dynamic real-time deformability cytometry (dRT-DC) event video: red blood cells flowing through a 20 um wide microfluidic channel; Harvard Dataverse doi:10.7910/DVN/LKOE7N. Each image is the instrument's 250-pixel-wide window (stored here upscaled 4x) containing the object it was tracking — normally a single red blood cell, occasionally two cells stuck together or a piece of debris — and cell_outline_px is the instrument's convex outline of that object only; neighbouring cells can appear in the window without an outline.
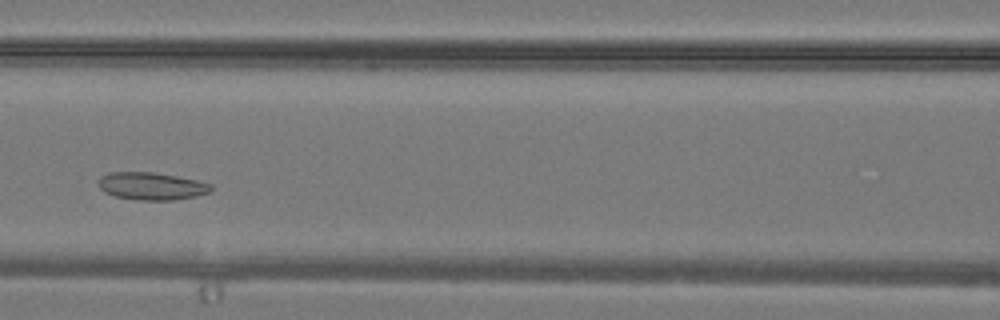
{"species": "common noctule bat (a hibernating species)", "species_latin": "Nyctalus noctula", "temperature_condition": "warm", "stored_images_in_passage": 29, "camera_frame_rate_fps": 3000, "um_per_image_px": 0.085, "animal": {"sex": "male", "body_mass_g": 19.2, "forearm_length_mm": 51.8}, "frame": {"image": 1, "passage_image": 10, "time_ms": 3.0, "image_size_px": [1000, 320], "cell_outline_px": [[212, 188], [208, 192], [196, 196], [176, 200], [140, 200], [116, 196], [104, 192], [100, 188], [96, 180], [100, 176], [108, 172], [152, 172], [176, 176], [196, 180], [212, 184]], "centroid_in_image_um": [12.84, 15.81], "position_along_channel_um": 153.8, "area_um2": 18.09}}
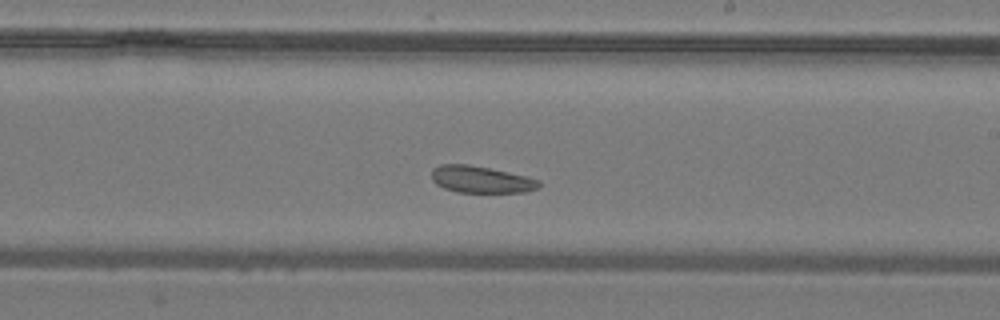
{"frame": {"image": 2, "passage_image": 15, "time_ms": 4.667, "image_size_px": [1000, 320], "cell_outline_px": [[540, 188], [524, 192], [456, 192], [444, 188], [436, 184], [432, 180], [432, 168], [440, 164], [468, 164], [508, 172], [540, 180]], "centroid_in_image_um": [40.86, 15.26], "position_along_channel_um": 248.1, "area_um2": 16.76}}
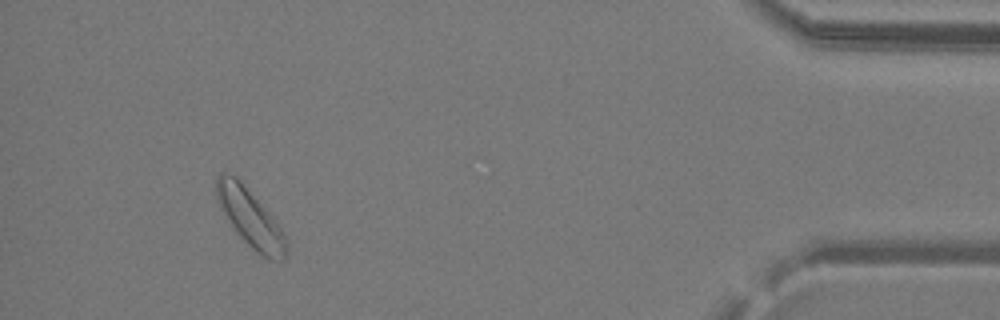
{"frame": {"image": 3, "passage_image": 27, "time_ms": 8.667, "image_size_px": [1000, 320], "cell_outline_px": [[288, 256], [284, 260], [268, 260], [256, 252], [240, 236], [216, 200], [216, 176], [220, 172], [224, 172], [236, 176], [276, 220], [284, 232], [288, 244]], "centroid_in_image_um": [21.32, 18.55], "position_along_channel_um": 413.9, "area_um2": 23.47}}